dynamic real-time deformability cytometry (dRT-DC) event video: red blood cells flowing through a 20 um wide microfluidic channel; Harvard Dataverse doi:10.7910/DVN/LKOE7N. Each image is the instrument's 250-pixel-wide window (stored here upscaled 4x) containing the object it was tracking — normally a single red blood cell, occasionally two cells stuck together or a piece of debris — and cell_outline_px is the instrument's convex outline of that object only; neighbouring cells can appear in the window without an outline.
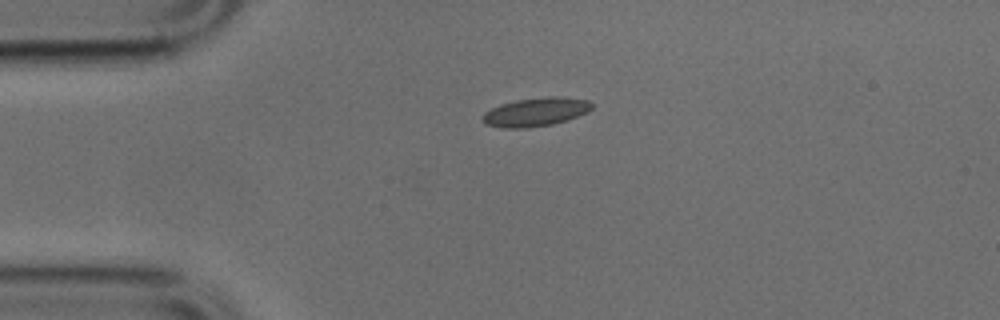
{"species": "common noctule bat (a hibernating species)", "species_latin": "Nyctalus noctula", "temperature_condition": "cold", "stored_images_in_passage": 29, "camera_frame_rate_fps": 3000, "um_per_image_px": 0.085, "animal": {"sex": "male", "body_mass_g": 17.9, "forearm_length_mm": 54.2}, "frame": {"image": 1, "passage_image": 1, "time_ms": 0.0, "image_size_px": [1000, 320], "cell_outline_px": [[592, 108], [588, 112], [552, 124], [528, 128], [504, 128], [484, 124], [480, 120], [480, 116], [484, 112], [500, 104], [516, 100], [548, 96], [556, 96], [588, 100], [592, 104]], "centroid_in_image_um": [45.47, 9.52], "position_along_channel_um": 39.5, "area_um2": 18.26}}
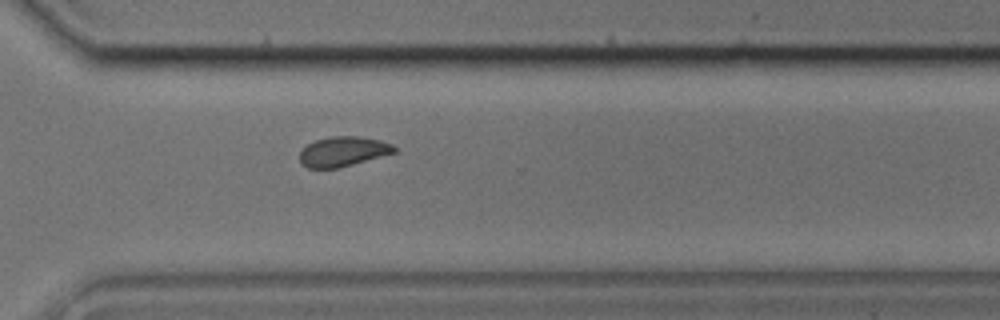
{"frame": {"image": 2, "passage_image": 26, "time_ms": 8.333, "image_size_px": [1000, 320], "cell_outline_px": [[396, 152], [352, 164], [336, 168], [308, 168], [300, 164], [300, 152], [308, 144], [316, 140], [332, 136], [360, 136], [380, 140], [392, 144], [396, 148]], "centroid_in_image_um": [29.15, 12.87], "position_along_channel_um": 341.4, "area_um2": 16.3}}
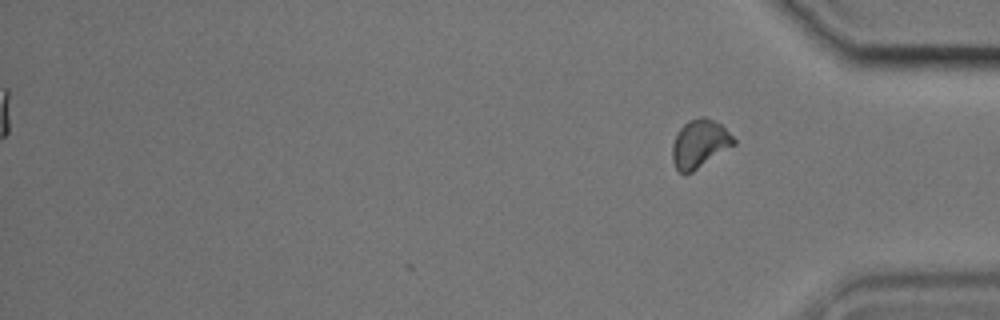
{"frame": {"image": 3, "passage_image": 29, "time_ms": 9.333, "image_size_px": [1000, 320], "cell_outline_px": [[736, 144], [692, 172], [680, 172], [676, 168], [672, 160], [672, 144], [680, 128], [688, 120], [700, 116], [704, 116], [720, 124], [736, 140]], "centroid_in_image_um": [59.46, 12.21], "position_along_channel_um": 375.7, "area_um2": 17.05}}